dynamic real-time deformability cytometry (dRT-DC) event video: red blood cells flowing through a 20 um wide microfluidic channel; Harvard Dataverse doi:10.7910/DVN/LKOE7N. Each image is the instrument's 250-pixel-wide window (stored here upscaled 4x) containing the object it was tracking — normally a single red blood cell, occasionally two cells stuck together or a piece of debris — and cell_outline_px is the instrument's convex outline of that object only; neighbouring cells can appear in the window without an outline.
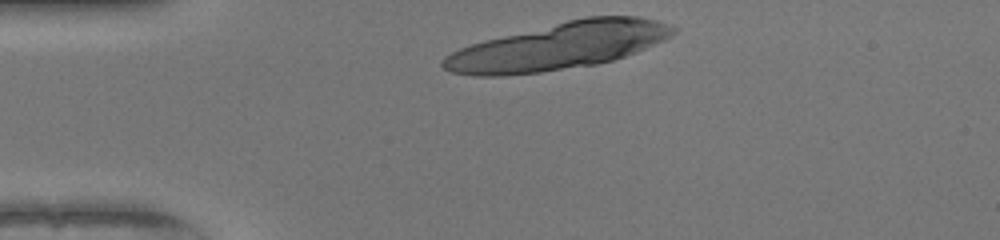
{"species": "human", "species_latin": "Homo sapiens", "temperature_condition": "warm", "stored_images_in_passage": 8, "camera_frame_rate_fps": 3000, "um_per_image_px": 0.085, "donor": {"sex": "female"}, "frame": {"image": 1, "passage_image": 1, "time_ms": 0.0, "image_size_px": [1000, 240], "cell_outline_px": [[676, 32], [672, 36], [664, 40], [636, 52], [612, 60], [596, 64], [540, 72], [500, 76], [476, 76], [452, 72], [444, 68], [440, 64], [440, 60], [444, 56], [460, 48], [484, 40], [568, 20], [588, 16], [640, 16], [656, 20], [668, 24], [676, 28]], "centroid_in_image_um": [47.48, 3.92], "position_along_channel_um": 37.5, "area_um2": 62.6}}